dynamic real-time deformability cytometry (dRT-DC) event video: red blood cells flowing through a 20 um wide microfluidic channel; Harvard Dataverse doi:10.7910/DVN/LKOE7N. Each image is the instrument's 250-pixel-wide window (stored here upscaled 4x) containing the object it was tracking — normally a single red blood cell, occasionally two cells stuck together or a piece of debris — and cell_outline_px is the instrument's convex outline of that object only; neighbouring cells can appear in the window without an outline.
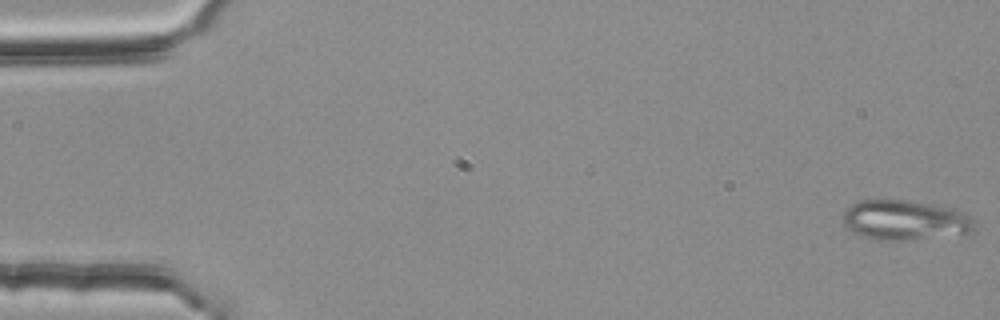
{"species": "common noctule bat (a hibernating species)", "species_latin": "Nyctalus noctula", "temperature_condition": "room temperature", "stored_images_in_passage": 54, "camera_frame_rate_fps": 3000, "um_per_image_px": 0.085, "animal": {"sex": "female", "body_mass_g": 25.1}, "frame": {"image": 1, "passage_image": 1, "time_ms": 0.0, "image_size_px": [1000, 320], "cell_outline_px": [[972, 228], [968, 232], [904, 240], [876, 240], [864, 236], [856, 232], [844, 224], [844, 208], [860, 200], [900, 200], [952, 208], [968, 216], [972, 220]], "centroid_in_image_um": [76.82, 18.7], "position_along_channel_um": 8.2, "area_um2": 29.42}}
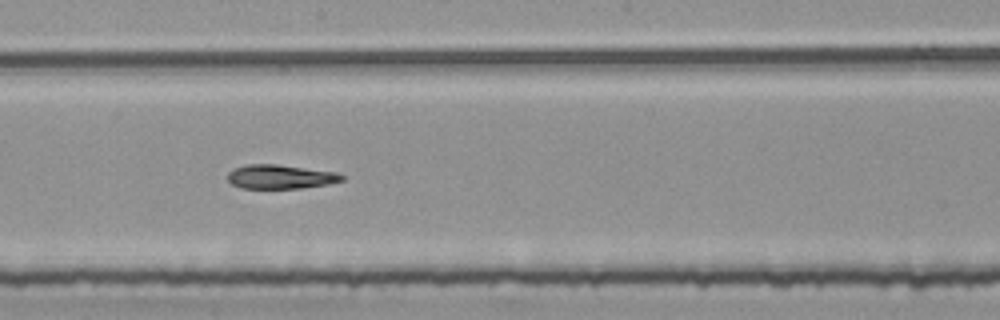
{"frame": {"image": 2, "passage_image": 30, "time_ms": 9.667, "image_size_px": [1000, 320], "cell_outline_px": [[344, 180], [328, 184], [300, 188], [240, 188], [232, 184], [228, 180], [228, 172], [232, 168], [248, 164], [276, 164], [340, 172], [344, 176]], "centroid_in_image_um": [23.85, 15.01], "position_along_channel_um": 224.4, "area_um2": 16.18}}
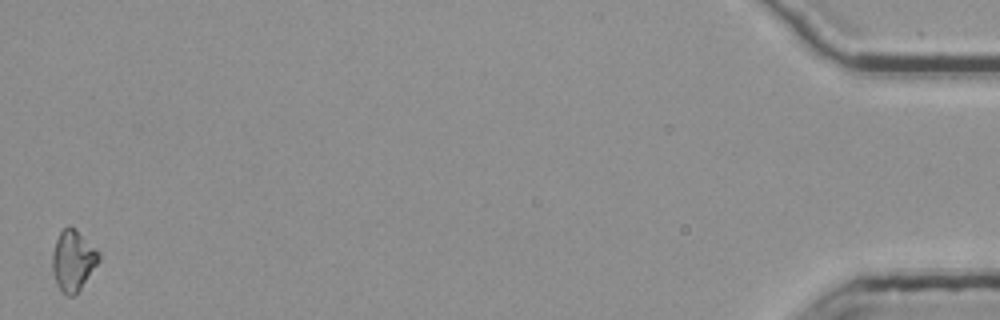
{"frame": {"image": 3, "passage_image": 54, "time_ms": 17.667, "image_size_px": [1000, 320], "cell_outline_px": [[100, 260], [80, 288], [72, 296], [68, 296], [56, 284], [52, 272], [52, 252], [56, 240], [60, 232], [68, 224], [100, 252]], "centroid_in_image_um": [6.19, 22.14], "position_along_channel_um": 429.0, "area_um2": 16.07}}